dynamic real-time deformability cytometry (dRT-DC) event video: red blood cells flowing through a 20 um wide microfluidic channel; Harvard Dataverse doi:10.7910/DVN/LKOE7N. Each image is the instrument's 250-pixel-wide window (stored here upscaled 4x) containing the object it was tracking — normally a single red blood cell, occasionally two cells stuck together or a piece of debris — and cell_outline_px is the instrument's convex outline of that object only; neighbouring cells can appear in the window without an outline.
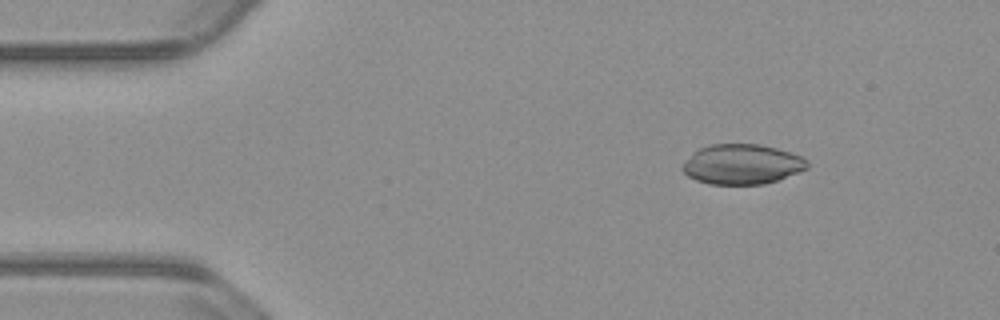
{"species": "common noctule bat (a hibernating species)", "species_latin": "Nyctalus noctula", "temperature_condition": "warm", "stored_images_in_passage": 53, "camera_frame_rate_fps": 3000, "um_per_image_px": 0.085, "animal": {"sex": "male", "body_mass_g": 23.1, "forearm_length_mm": 52.7}, "frame": {"image": 1, "passage_image": 7, "time_ms": 2.0, "image_size_px": [1000, 320], "cell_outline_px": [[808, 168], [776, 180], [764, 184], [708, 184], [696, 180], [688, 176], [680, 168], [700, 148], [712, 144], [760, 144], [776, 148], [800, 156], [808, 160]], "centroid_in_image_um": [63.08, 13.97], "position_along_channel_um": 21.9, "area_um2": 28.67}}
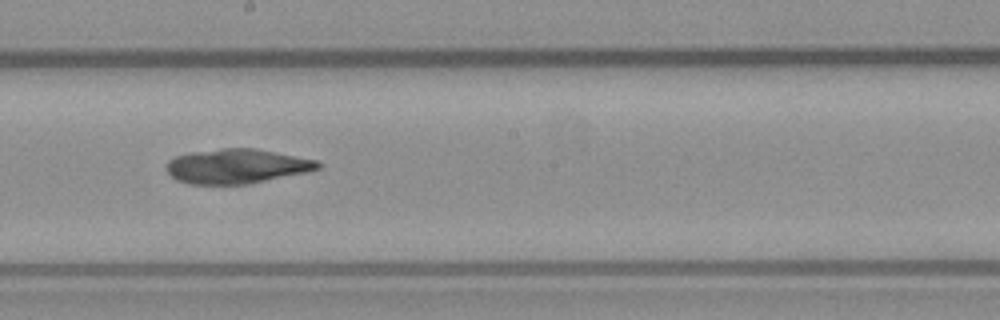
{"frame": {"image": 2, "passage_image": 29, "time_ms": 9.333, "image_size_px": [1000, 320], "cell_outline_px": [[324, 164], [320, 168], [308, 172], [248, 184], [192, 184], [176, 180], [164, 168], [168, 160], [176, 156], [192, 152], [220, 148], [256, 148], [316, 160]], "centroid_in_image_um": [20.13, 14.12], "position_along_channel_um": 228.1, "area_um2": 30.63}}
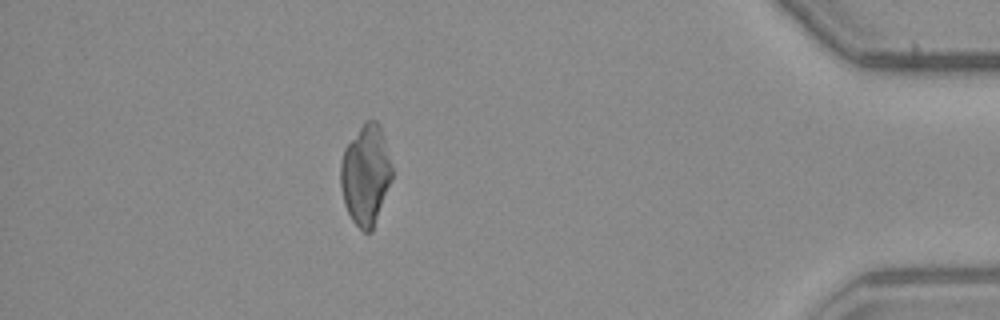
{"frame": {"image": 3, "passage_image": 47, "time_ms": 15.333, "image_size_px": [1000, 320], "cell_outline_px": [[392, 180], [372, 232], [364, 232], [352, 220], [344, 204], [340, 188], [340, 164], [344, 148], [364, 120], [376, 120], [380, 124], [384, 136], [392, 168]], "centroid_in_image_um": [31.08, 14.84], "position_along_channel_um": 404.1, "area_um2": 30.35}}